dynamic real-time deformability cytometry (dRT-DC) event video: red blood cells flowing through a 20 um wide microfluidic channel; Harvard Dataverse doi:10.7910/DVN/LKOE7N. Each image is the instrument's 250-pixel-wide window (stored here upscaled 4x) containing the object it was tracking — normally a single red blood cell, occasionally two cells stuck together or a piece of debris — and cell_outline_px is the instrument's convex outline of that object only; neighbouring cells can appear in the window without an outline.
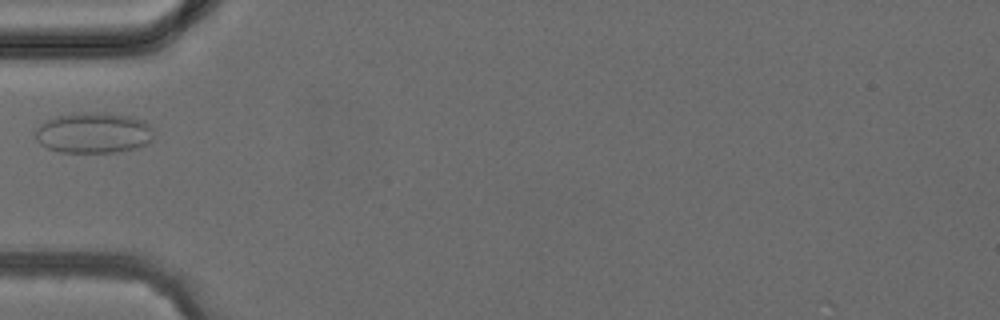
{"species": "common noctule bat (a hibernating species)", "species_latin": "Nyctalus noctula", "temperature_condition": "cold", "stored_images_in_passage": 4, "camera_frame_rate_fps": 3000, "um_per_image_px": 0.085, "animal": {"sex": "female", "body_mass_g": 24.6, "forearm_length_mm": 56.2}, "frame": {"image": 1, "passage_image": 4, "time_ms": 3.667, "image_size_px": [1000, 320], "cell_outline_px": [[152, 140], [148, 144], [136, 148], [116, 152], [60, 152], [48, 148], [40, 144], [36, 140], [32, 132], [44, 120], [56, 116], [80, 112], [104, 112], [128, 116], [144, 120], [152, 128]], "centroid_in_image_um": [7.91, 11.28], "position_along_channel_um": 77.1, "area_um2": 28.5}}